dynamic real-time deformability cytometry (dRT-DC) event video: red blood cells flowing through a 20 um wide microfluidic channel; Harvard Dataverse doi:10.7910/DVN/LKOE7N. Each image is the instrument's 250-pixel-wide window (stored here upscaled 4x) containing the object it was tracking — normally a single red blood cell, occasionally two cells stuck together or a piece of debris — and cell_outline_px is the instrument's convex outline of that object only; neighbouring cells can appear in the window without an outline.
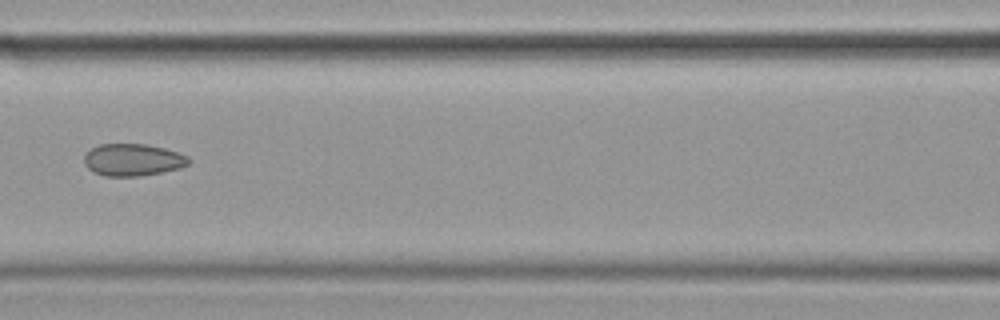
{"species": "common noctule bat (a hibernating species)", "species_latin": "Nyctalus noctula", "temperature_condition": "cold", "stored_images_in_passage": 42, "camera_frame_rate_fps": 3000, "um_per_image_px": 0.085, "animal": {"sex": "female", "body_mass_g": 19.9}, "frame": {"image": 1, "passage_image": 10, "time_ms": 3.0, "image_size_px": [1000, 320], "cell_outline_px": [[192, 160], [188, 164], [180, 168], [140, 176], [104, 176], [92, 172], [84, 164], [84, 156], [92, 148], [100, 144], [144, 144], [164, 148], [188, 156]], "centroid_in_image_um": [11.28, 13.59], "position_along_channel_um": 155.3, "area_um2": 19.54}}
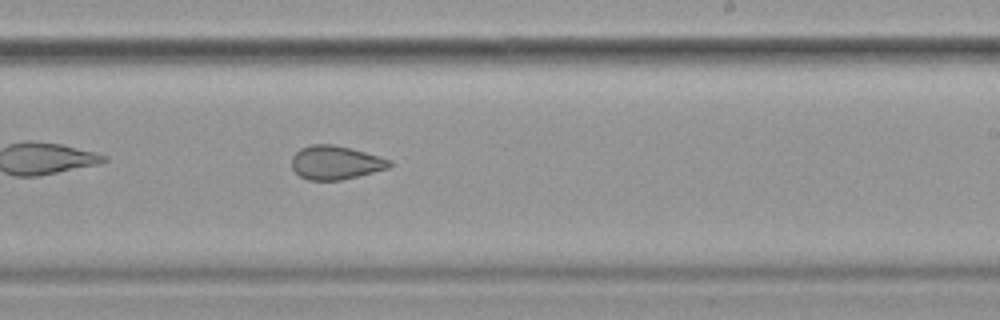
{"frame": {"image": 2, "passage_image": 19, "time_ms": 6.0, "image_size_px": [1000, 320], "cell_outline_px": [[392, 164], [388, 168], [340, 180], [308, 180], [300, 176], [292, 168], [292, 156], [300, 148], [312, 144], [332, 144], [364, 152], [392, 160]], "centroid_in_image_um": [28.49, 13.82], "position_along_channel_um": 260.5, "area_um2": 18.96}}
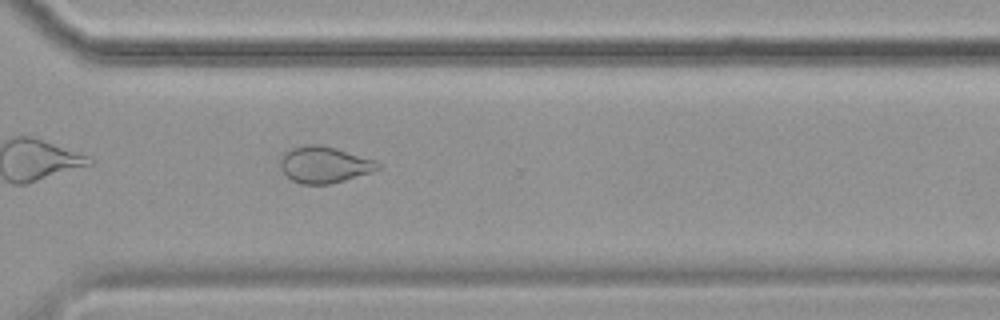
{"frame": {"image": 3, "passage_image": 26, "time_ms": 8.333, "image_size_px": [1000, 320], "cell_outline_px": [[380, 168], [372, 172], [344, 180], [328, 184], [300, 184], [292, 180], [280, 168], [280, 160], [284, 152], [292, 148], [308, 144], [320, 144], [336, 148], [372, 160], [380, 164]], "centroid_in_image_um": [27.53, 14.0], "position_along_channel_um": 343.1, "area_um2": 20.46}, "authors_computed_cell_mechanics": {"area_um2": 21.7906, "velocity_mm_per_s": 3.5148, "shape_relaxation_time_tau1_ms": 0.5532, "shape_relaxation_time_tau2_ms": null, "deformation_change_tau1": 0.278, "deformation_change_tau2": null}}